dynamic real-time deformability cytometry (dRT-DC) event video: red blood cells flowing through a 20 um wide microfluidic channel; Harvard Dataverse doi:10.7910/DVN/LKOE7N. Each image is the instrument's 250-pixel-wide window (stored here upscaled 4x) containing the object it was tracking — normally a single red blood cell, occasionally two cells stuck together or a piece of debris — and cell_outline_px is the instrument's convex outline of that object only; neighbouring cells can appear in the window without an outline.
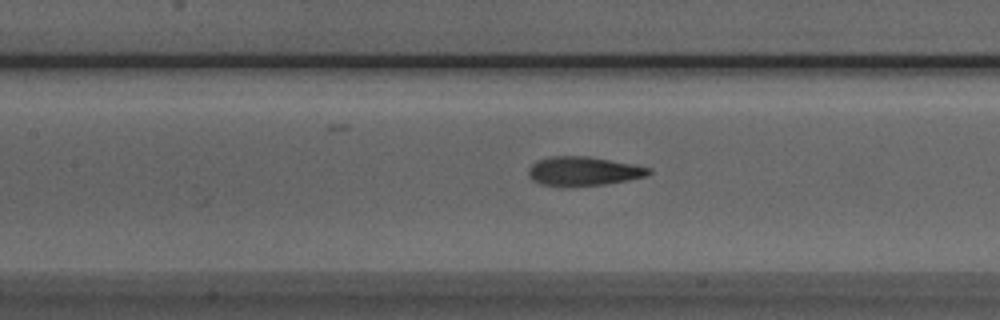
{"species": "Egyptian fruit bat (a non-hibernating species)", "species_latin": "Rousettus aegyptiacus", "temperature_condition": "room temperature", "stored_images_in_passage": 38, "segment_of_instrument_passage": [1, 2], "camera_frame_rate_fps": 3000, "um_per_image_px": 0.085, "animal": {"sex": "male"}, "frame": {"image": 1, "passage_image": 8, "time_ms": 2.333, "image_size_px": [1000, 320], "cell_outline_px": [[652, 172], [648, 176], [628, 180], [604, 184], [540, 184], [532, 180], [528, 176], [528, 168], [536, 160], [548, 156], [588, 156], [636, 164], [652, 168]], "centroid_in_image_um": [49.63, 14.5], "position_along_channel_um": 157.8, "area_um2": 20.11}}
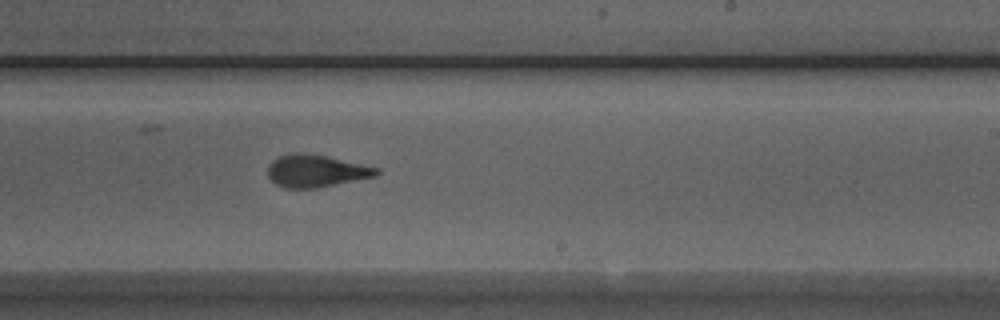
{"frame": {"image": 2, "passage_image": 16, "time_ms": 5.0, "image_size_px": [1000, 320], "cell_outline_px": [[380, 172], [376, 176], [316, 188], [284, 188], [276, 184], [268, 176], [268, 168], [272, 160], [280, 156], [292, 152], [300, 152], [324, 156], [380, 168]], "centroid_in_image_um": [26.84, 14.53], "position_along_channel_um": 262.2, "area_um2": 20.29}}
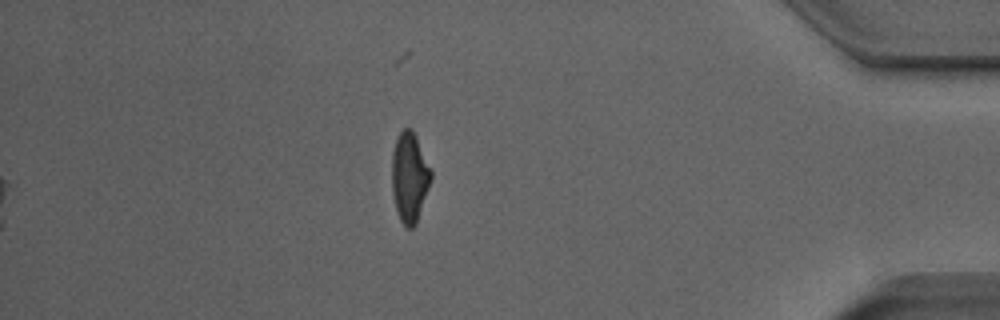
{"frame": {"image": 3, "passage_image": 30, "time_ms": 9.667, "image_size_px": [1000, 320], "cell_outline_px": [[432, 176], [416, 224], [412, 228], [408, 228], [400, 220], [396, 212], [392, 192], [392, 152], [396, 140], [400, 132], [404, 128], [412, 128], [416, 136], [432, 172]], "centroid_in_image_um": [34.79, 15.06], "position_along_channel_um": 400.4, "area_um2": 20.35}}